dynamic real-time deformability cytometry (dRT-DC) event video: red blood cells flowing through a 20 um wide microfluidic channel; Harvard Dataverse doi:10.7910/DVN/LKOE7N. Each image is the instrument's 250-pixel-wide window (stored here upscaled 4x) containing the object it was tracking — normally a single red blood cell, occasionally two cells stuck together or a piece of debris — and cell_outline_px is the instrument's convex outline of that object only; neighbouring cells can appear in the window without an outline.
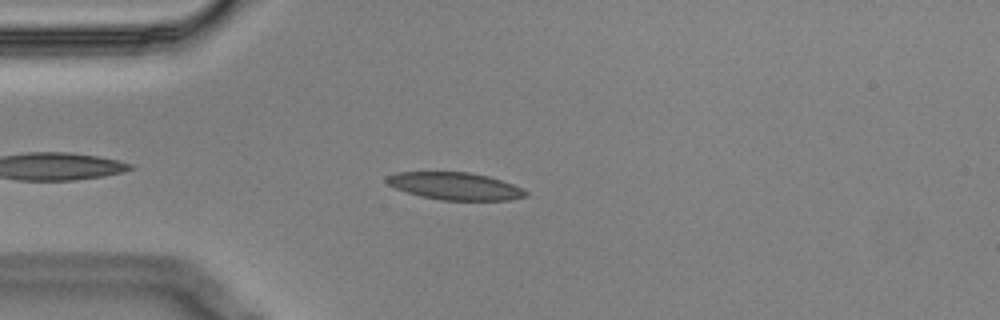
{"species": "Egyptian fruit bat (a non-hibernating species)", "species_latin": "Rousettus aegyptiacus", "temperature_condition": "cold", "stored_images_in_passage": 48, "camera_frame_rate_fps": 3000, "um_per_image_px": 0.085, "animal": {"sex": "male"}, "frame": {"image": 1, "passage_image": 6, "time_ms": 1.667, "image_size_px": [1000, 320], "cell_outline_px": [[528, 196], [512, 200], [440, 200], [420, 196], [396, 188], [388, 184], [384, 180], [384, 176], [396, 172], [468, 172], [488, 176], [512, 184], [528, 192]], "centroid_in_image_um": [38.65, 15.82], "position_along_channel_um": 46.3, "area_um2": 22.2}}
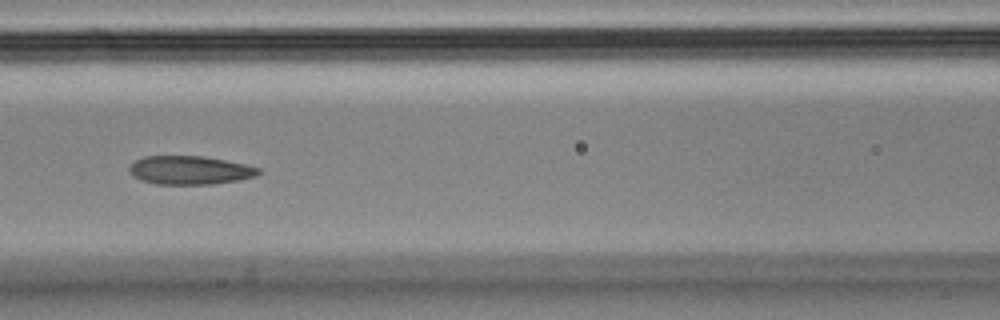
{"frame": {"image": 2, "passage_image": 16, "time_ms": 5.0, "image_size_px": [1000, 320], "cell_outline_px": [[260, 172], [256, 176], [240, 180], [212, 184], [156, 184], [140, 180], [132, 176], [128, 168], [136, 160], [144, 156], [200, 156], [224, 160], [244, 164], [260, 168]], "centroid_in_image_um": [16.12, 14.47], "position_along_channel_um": 150.5, "area_um2": 21.44}}
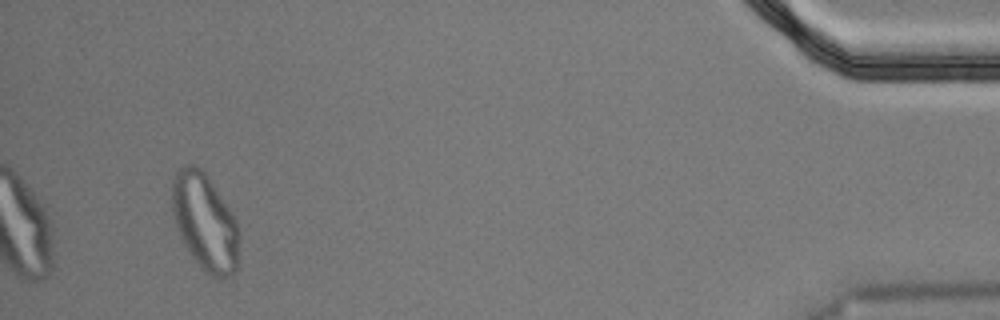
{"frame": {"image": 3, "passage_image": 45, "time_ms": 14.667, "image_size_px": [1000, 320], "cell_outline_px": [[240, 236], [236, 268], [228, 276], [212, 276], [200, 268], [184, 244], [180, 236], [172, 212], [172, 176], [184, 164], [196, 164], [204, 172], [232, 212], [236, 220], [240, 232]], "centroid_in_image_um": [17.41, 18.84], "position_along_channel_um": 417.8, "area_um2": 37.69}, "authors_computed_cell_mechanics": {"area_um2": 22.8599, "velocity_mm_per_s": 3.5284, "shape_relaxation_time_tau1_ms": null, "shape_relaxation_time_tau2_ms": 2.6699, "deformation_change_tau1": null, "deformation_change_tau2": 0.0888}}